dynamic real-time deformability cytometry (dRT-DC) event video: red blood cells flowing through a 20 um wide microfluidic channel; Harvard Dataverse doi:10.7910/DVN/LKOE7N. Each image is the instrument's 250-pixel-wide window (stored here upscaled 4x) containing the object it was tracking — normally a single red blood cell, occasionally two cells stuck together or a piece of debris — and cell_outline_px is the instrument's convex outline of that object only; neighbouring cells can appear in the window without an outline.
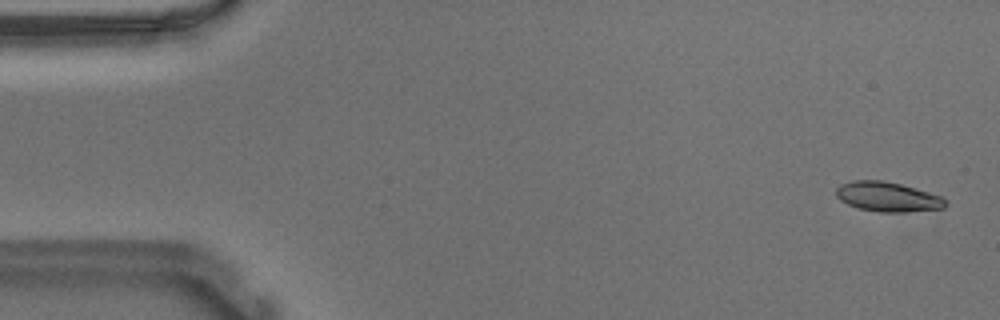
{"species": "Egyptian fruit bat (a non-hibernating species)", "species_latin": "Rousettus aegyptiacus", "temperature_condition": "warm", "stored_images_in_passage": 54, "camera_frame_rate_fps": 3000, "um_per_image_px": 0.085, "animal": {"sex": "male"}, "frame": {"image": 1, "passage_image": 2, "time_ms": 0.333, "image_size_px": [1000, 320], "cell_outline_px": [[948, 204], [944, 208], [908, 212], [880, 212], [860, 208], [848, 204], [840, 200], [836, 196], [836, 188], [840, 184], [852, 180], [884, 180], [900, 184], [944, 196], [948, 200]], "centroid_in_image_um": [75.49, 16.72], "position_along_channel_um": 9.5, "area_um2": 19.13}}
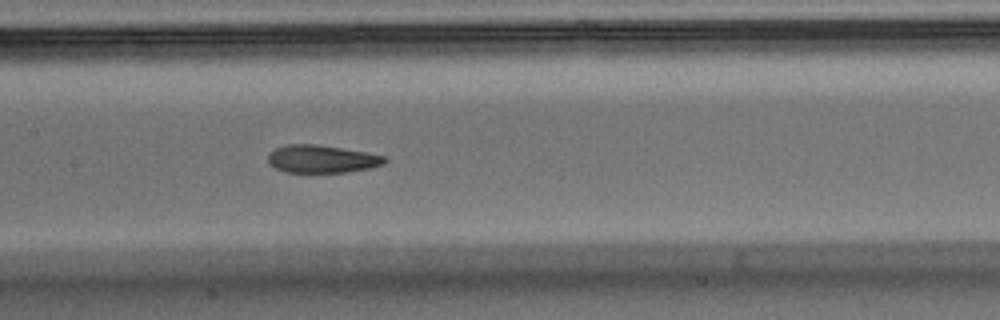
{"frame": {"image": 2, "passage_image": 26, "time_ms": 8.333, "image_size_px": [1000, 320], "cell_outline_px": [[388, 160], [384, 164], [368, 168], [348, 172], [284, 172], [268, 164], [268, 152], [276, 148], [288, 144], [316, 144], [364, 152], [384, 156]], "centroid_in_image_um": [27.31, 13.51], "position_along_channel_um": 180.1, "area_um2": 18.79}}
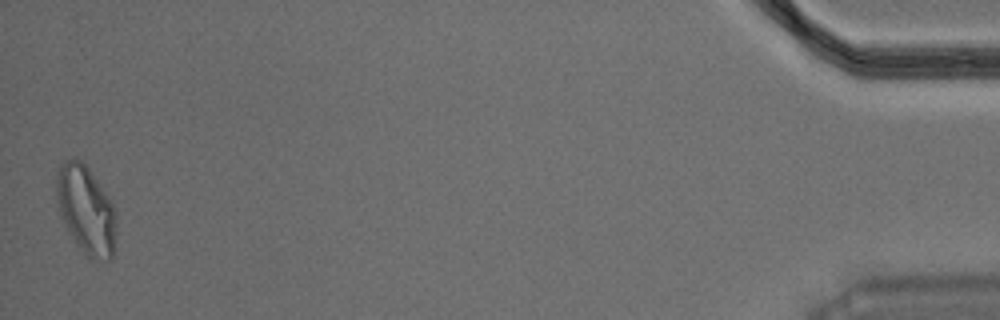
{"frame": {"image": 3, "passage_image": 54, "time_ms": 17.667, "image_size_px": [1000, 320], "cell_outline_px": [[116, 224], [112, 260], [92, 260], [84, 252], [68, 232], [60, 216], [56, 196], [56, 176], [60, 164], [64, 160], [84, 160], [108, 196], [116, 212]], "centroid_in_image_um": [7.31, 17.82], "position_along_channel_um": 427.9, "area_um2": 30.87}, "authors_computed_cell_mechanics": {"area_um2": 19.8254, "velocity_mm_per_s": 3.6689, "shape_relaxation_time_tau1_ms": null, "shape_relaxation_time_tau2_ms": 2.1086, "deformation_change_tau1": null, "deformation_change_tau2": 0.0864}}